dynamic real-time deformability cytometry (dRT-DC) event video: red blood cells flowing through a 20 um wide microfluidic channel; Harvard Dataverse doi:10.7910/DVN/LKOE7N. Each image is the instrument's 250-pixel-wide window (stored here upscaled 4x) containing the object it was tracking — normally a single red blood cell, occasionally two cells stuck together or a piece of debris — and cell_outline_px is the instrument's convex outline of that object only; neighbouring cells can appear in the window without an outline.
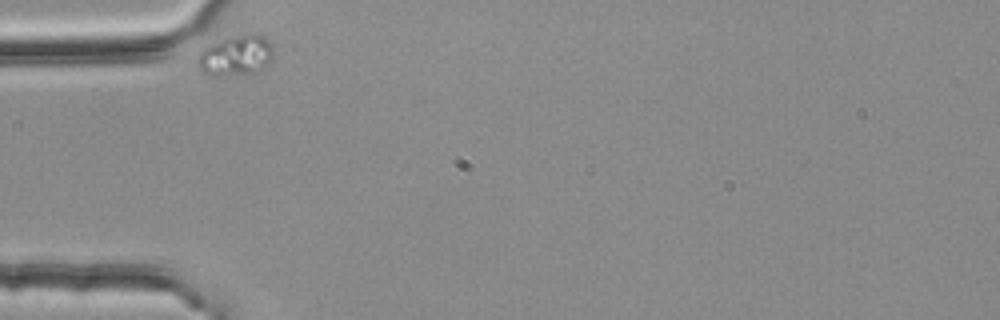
{"species": "common noctule bat (a hibernating species)", "species_latin": "Nyctalus noctula", "temperature_condition": "room temperature", "stored_images_in_passage": 36, "camera_frame_rate_fps": 3000, "um_per_image_px": 0.085, "animal": {"sex": "female", "body_mass_g": 25.1}, "frame": {"image": 1, "passage_image": 1, "time_ms": 0.0, "image_size_px": [1000, 320], "cell_outline_px": [[272, 56], [264, 68], [256, 72], [220, 76], [204, 76], [196, 60], [200, 52], [204, 48], [212, 44], [248, 32], [256, 32], [264, 36], [272, 44]], "centroid_in_image_um": [20.05, 4.72], "position_along_channel_um": 65.0, "area_um2": 17.86}}